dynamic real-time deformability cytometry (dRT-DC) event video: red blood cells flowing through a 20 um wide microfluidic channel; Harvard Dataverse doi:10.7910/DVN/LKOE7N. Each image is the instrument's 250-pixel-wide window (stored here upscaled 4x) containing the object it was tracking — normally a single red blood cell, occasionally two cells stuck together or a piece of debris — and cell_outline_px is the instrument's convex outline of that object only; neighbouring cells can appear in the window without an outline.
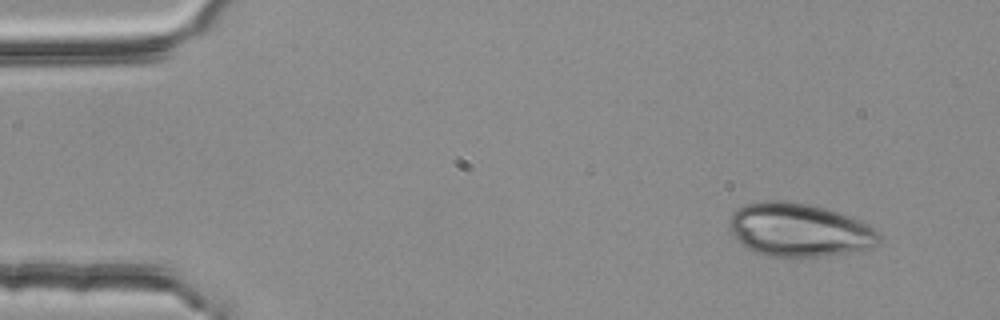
{"species": "common noctule bat (a hibernating species)", "species_latin": "Nyctalus noctula", "temperature_condition": "room temperature", "stored_images_in_passage": 6, "camera_frame_rate_fps": 3000, "um_per_image_px": 0.085, "animal": {"sex": "female", "body_mass_g": 25.1}, "frame": {"image": 1, "passage_image": 1, "time_ms": 0.0, "image_size_px": [1000, 320], "cell_outline_px": [[884, 236], [876, 244], [868, 248], [820, 256], [768, 256], [756, 252], [748, 248], [728, 228], [728, 216], [736, 208], [744, 204], [764, 200], [784, 200], [808, 204], [824, 208], [860, 220], [880, 232]], "centroid_in_image_um": [67.89, 19.51], "position_along_channel_um": 17.1, "area_um2": 46.36}}
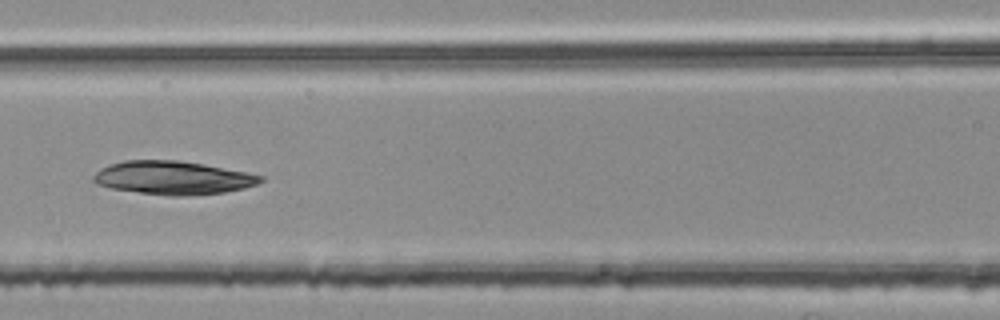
{"frame": {"image": 2, "passage_image": 6, "time_ms": 1.667, "image_size_px": [1000, 320], "cell_outline_px": [[264, 180], [256, 184], [244, 188], [224, 192], [184, 196], [172, 196], [140, 192], [112, 188], [96, 184], [92, 180], [92, 176], [100, 168], [108, 164], [124, 160], [176, 160], [204, 164], [264, 176]], "centroid_in_image_um": [14.66, 15.1], "position_along_channel_um": 151.9, "area_um2": 32.37}}